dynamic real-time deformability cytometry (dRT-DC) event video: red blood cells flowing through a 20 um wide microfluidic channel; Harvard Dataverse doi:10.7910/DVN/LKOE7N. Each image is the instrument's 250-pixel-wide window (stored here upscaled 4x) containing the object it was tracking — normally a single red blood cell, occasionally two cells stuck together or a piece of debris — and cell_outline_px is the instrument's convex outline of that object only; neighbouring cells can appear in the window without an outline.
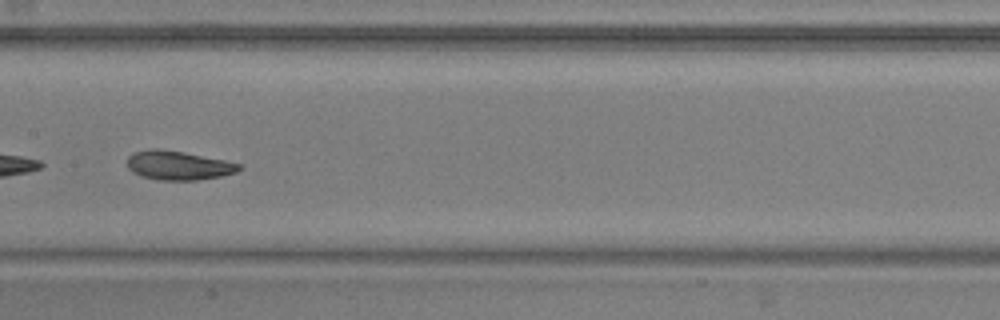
{"species": "common noctule bat (a hibernating species)", "species_latin": "Nyctalus noctula", "temperature_condition": "warm", "stored_images_in_passage": 35, "camera_frame_rate_fps": 3000, "um_per_image_px": 0.085, "animal": {"sex": "male", "body_mass_g": 20.5, "forearm_length_mm": 52.5}, "frame": {"image": 1, "passage_image": 11, "time_ms": 3.333, "image_size_px": [1000, 320], "cell_outline_px": [[244, 164], [236, 172], [220, 176], [196, 180], [160, 180], [140, 176], [132, 172], [128, 168], [128, 156], [132, 152], [152, 148], [156, 148], [184, 152]], "centroid_in_image_um": [15.13, 14.05], "position_along_channel_um": 192.3, "area_um2": 18.96}, "authors_computed_cell_mechanics": {"area_um2": 19.1318, "velocity_mm_per_s": 3.8552, "shape_relaxation_time_tau1_ms": 4.1418, "shape_relaxation_time_tau2_ms": 4.9535, "deformation_change_tau1": 0.1225, "deformation_change_tau2": 0.1145}}